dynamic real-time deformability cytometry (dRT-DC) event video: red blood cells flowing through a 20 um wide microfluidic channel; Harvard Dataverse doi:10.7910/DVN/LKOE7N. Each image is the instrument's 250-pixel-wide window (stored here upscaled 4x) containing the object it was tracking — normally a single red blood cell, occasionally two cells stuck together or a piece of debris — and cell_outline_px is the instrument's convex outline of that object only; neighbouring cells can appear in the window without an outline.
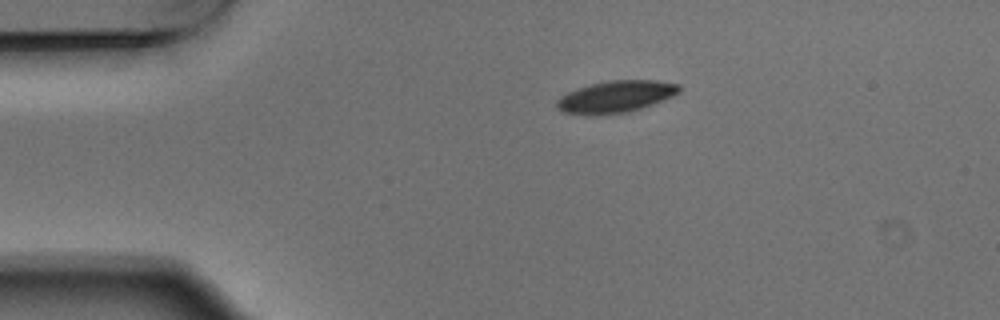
{"species": "Egyptian fruit bat (a non-hibernating species)", "species_latin": "Rousettus aegyptiacus", "temperature_condition": "warm", "stored_images_in_passage": 3, "camera_frame_rate_fps": 3000, "um_per_image_px": 0.085, "animal": {"sex": "male"}, "frame": {"image": 1, "passage_image": 1, "time_ms": 0.0, "image_size_px": [1000, 320], "cell_outline_px": [[680, 92], [672, 96], [652, 104], [628, 112], [588, 116], [564, 112], [556, 108], [556, 100], [560, 96], [568, 92], [592, 84], [608, 80], [656, 80], [680, 84]], "centroid_in_image_um": [52.32, 8.22], "position_along_channel_um": 32.7, "area_um2": 22.72}}
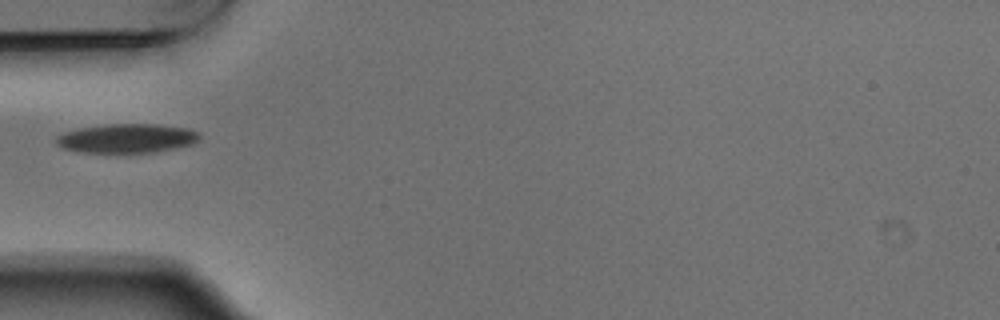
{"frame": {"image": 2, "passage_image": 2, "time_ms": 0.333, "image_size_px": [1000, 320], "cell_outline_px": [[200, 140], [196, 144], [156, 152], [80, 152], [60, 148], [56, 144], [56, 136], [64, 132], [80, 128], [108, 124], [156, 124], [188, 128], [200, 132]], "centroid_in_image_um": [10.82, 11.76], "position_along_channel_um": 74.2, "area_um2": 24.57}}
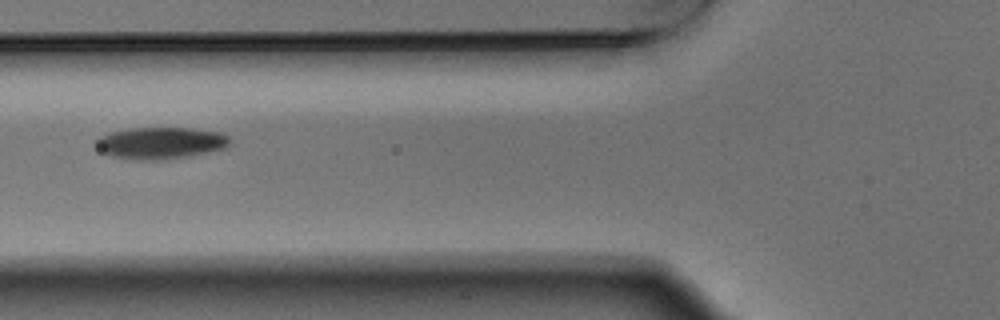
{"frame": {"image": 3, "passage_image": 3, "time_ms": 0.667, "image_size_px": [1000, 320], "cell_outline_px": [[232, 144], [224, 148], [208, 152], [188, 156], [160, 160], [140, 160], [112, 156], [100, 152], [96, 148], [96, 140], [100, 136], [112, 132], [128, 128], [192, 128], [220, 132], [228, 136], [232, 140]], "centroid_in_image_um": [13.66, 12.15], "position_along_channel_um": 112.1, "area_um2": 24.91}}